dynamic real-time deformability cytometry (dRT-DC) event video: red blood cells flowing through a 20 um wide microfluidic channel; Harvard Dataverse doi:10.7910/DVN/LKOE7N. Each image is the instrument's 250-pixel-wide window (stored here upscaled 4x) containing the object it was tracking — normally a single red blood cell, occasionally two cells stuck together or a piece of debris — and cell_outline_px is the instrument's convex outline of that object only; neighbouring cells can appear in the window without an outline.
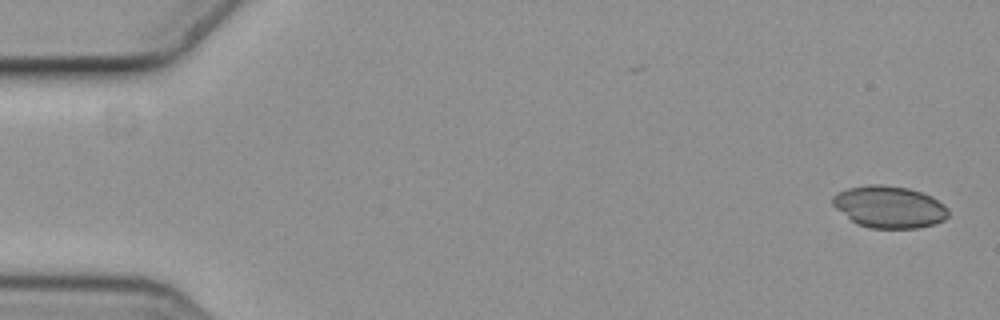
{"species": "common noctule bat (a hibernating species)", "species_latin": "Nyctalus noctula", "temperature_condition": "cold", "stored_images_in_passage": 10, "camera_frame_rate_fps": 3000, "um_per_image_px": 0.085, "animal": {"sex": "female", "body_mass_g": 19.3, "forearm_length_mm": 54.1}, "frame": {"image": 1, "passage_image": 1, "time_ms": 0.0, "image_size_px": [1000, 320], "cell_outline_px": [[948, 216], [944, 220], [932, 224], [916, 228], [868, 228], [856, 224], [836, 208], [832, 204], [832, 196], [848, 188], [872, 184], [880, 184], [908, 188], [932, 196], [944, 204], [948, 208]], "centroid_in_image_um": [75.59, 17.59], "position_along_channel_um": 9.4, "area_um2": 28.21}}
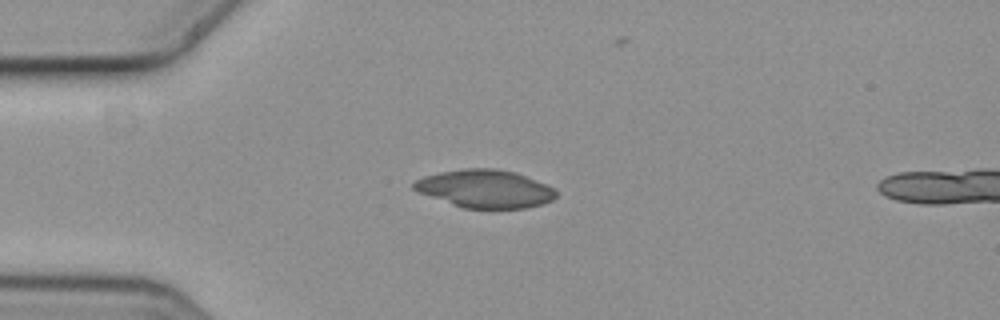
{"frame": {"image": 2, "passage_image": 4, "time_ms": 1.0, "image_size_px": [1000, 320], "cell_outline_px": [[556, 196], [552, 200], [540, 204], [524, 208], [464, 208], [420, 192], [412, 188], [412, 184], [416, 180], [424, 176], [440, 172], [464, 168], [496, 168], [516, 172], [544, 184], [552, 188], [556, 192]], "centroid_in_image_um": [41.22, 16.03], "position_along_channel_um": 43.8, "area_um2": 30.98}}